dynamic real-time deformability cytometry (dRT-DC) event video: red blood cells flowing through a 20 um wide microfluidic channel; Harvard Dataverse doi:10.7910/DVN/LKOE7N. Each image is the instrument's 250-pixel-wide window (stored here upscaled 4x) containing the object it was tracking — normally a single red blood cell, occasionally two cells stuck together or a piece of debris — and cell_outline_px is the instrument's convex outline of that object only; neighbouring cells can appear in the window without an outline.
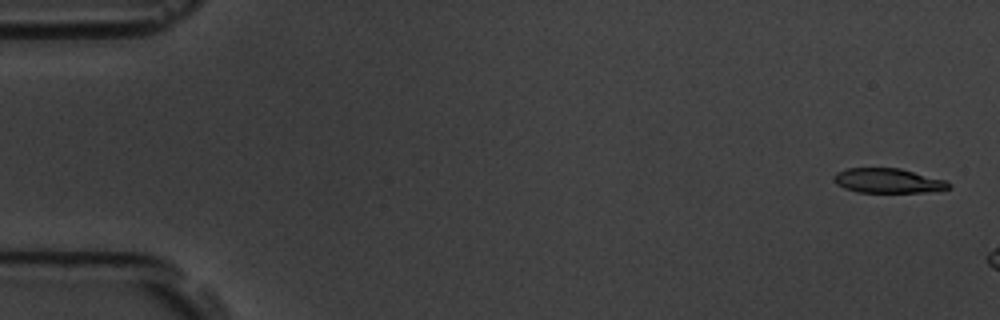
{"species": "common noctule bat (a hibernating species)", "species_latin": "Nyctalus noctula", "temperature_condition": "room temperature", "stored_images_in_passage": 8, "camera_frame_rate_fps": 3000, "um_per_image_px": 0.085, "animal": {"sex": "male", "body_mass_g": 19.5, "forearm_length_mm": 54.6}, "frame": {"image": 1, "passage_image": 2, "time_ms": 0.333, "image_size_px": [1000, 320], "cell_outline_px": [[952, 184], [948, 188], [924, 192], [856, 192], [844, 188], [836, 184], [832, 176], [836, 172], [848, 168], [900, 168], [948, 180]], "centroid_in_image_um": [75.47, 15.35], "position_along_channel_um": 9.5, "area_um2": 16.59}}